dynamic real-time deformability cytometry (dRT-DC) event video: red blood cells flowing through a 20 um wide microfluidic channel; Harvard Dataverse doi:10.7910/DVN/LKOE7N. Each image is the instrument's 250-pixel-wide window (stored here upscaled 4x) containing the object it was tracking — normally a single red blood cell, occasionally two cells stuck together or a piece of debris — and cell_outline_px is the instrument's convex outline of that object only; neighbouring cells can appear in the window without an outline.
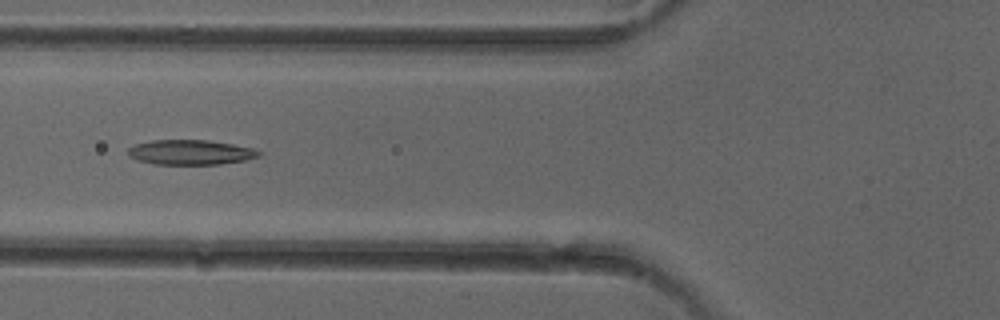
{"species": "common noctule bat (a hibernating species)", "species_latin": "Nyctalus noctula", "temperature_condition": "cold", "stored_images_in_passage": 5, "camera_frame_rate_fps": 3000, "um_per_image_px": 0.085, "animal": {"sex": "female"}, "frame": {"image": 1, "passage_image": 5, "time_ms": 5.333, "image_size_px": [1000, 320], "cell_outline_px": [[260, 156], [244, 160], [220, 164], [152, 164], [128, 156], [128, 148], [136, 144], [152, 140], [208, 140], [256, 148], [260, 152]], "centroid_in_image_um": [16.2, 12.94], "position_along_channel_um": 109.6, "area_um2": 18.9}}